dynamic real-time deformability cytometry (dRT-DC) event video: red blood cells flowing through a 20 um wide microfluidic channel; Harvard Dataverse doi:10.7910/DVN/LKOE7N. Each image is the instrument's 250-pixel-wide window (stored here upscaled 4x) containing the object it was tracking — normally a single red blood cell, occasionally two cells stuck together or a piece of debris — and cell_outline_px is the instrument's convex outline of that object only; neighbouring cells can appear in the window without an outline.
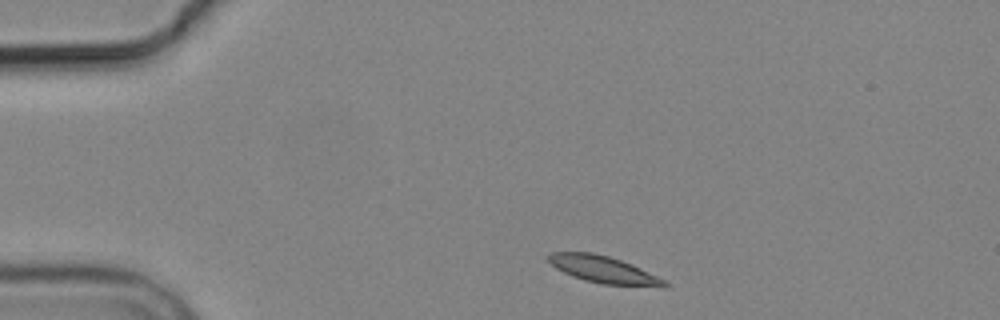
{"species": "common noctule bat (a hibernating species)", "species_latin": "Nyctalus noctula", "temperature_condition": "cold", "stored_images_in_passage": 2, "camera_frame_rate_fps": 3000, "um_per_image_px": 0.085, "animal": {"sex": "male", "body_mass_g": 19.2, "forearm_length_mm": 51.8}, "frame": {"image": 1, "passage_image": 2, "time_ms": 1.333, "image_size_px": [1000, 320], "cell_outline_px": [[668, 288], [664, 288], [600, 284], [584, 280], [564, 272], [556, 268], [548, 260], [548, 252], [592, 252], [608, 256], [620, 260], [640, 268], [664, 280], [668, 284]], "centroid_in_image_um": [51.32, 22.93], "position_along_channel_um": 33.7, "area_um2": 18.26}}